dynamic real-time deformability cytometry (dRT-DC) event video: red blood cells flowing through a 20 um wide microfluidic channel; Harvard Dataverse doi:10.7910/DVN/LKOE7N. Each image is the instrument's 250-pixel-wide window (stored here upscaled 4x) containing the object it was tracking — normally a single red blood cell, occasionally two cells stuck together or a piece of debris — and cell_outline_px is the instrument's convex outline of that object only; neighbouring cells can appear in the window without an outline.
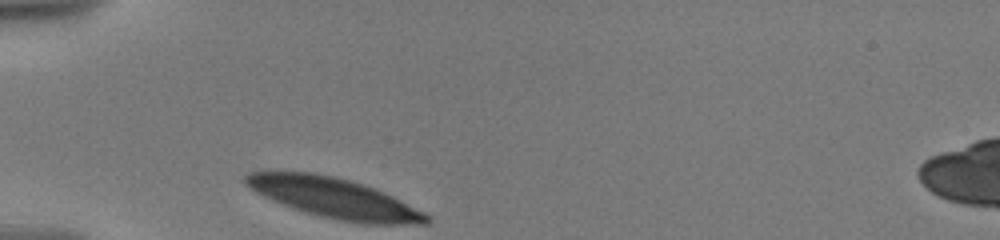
{"species": "human", "species_latin": "Homo sapiens", "temperature_condition": "warm", "stored_images_in_passage": 12, "camera_frame_rate_fps": 3000, "um_per_image_px": 0.085, "donor": {"sex": "male"}, "frame": {"image": 1, "passage_image": 1, "time_ms": 0.0, "image_size_px": [1000, 240], "cell_outline_px": [[432, 220], [428, 224], [360, 224], [336, 220], [304, 212], [292, 208], [264, 196], [256, 192], [244, 184], [244, 176], [248, 172], [312, 172], [332, 176], [348, 180], [384, 192], [432, 216]], "centroid_in_image_um": [28.42, 16.85], "position_along_channel_um": 56.6, "area_um2": 42.08}}
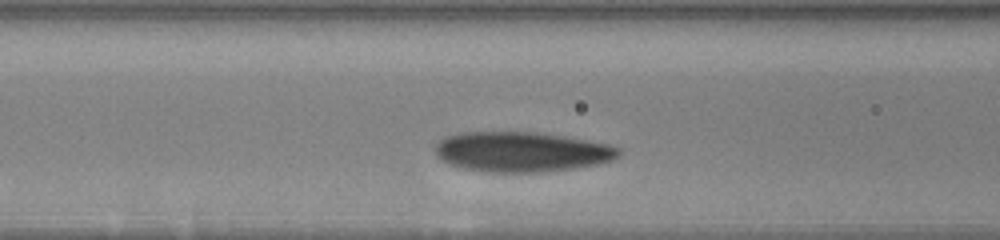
{"frame": {"image": 2, "passage_image": 9, "time_ms": 2.333, "image_size_px": [1000, 240], "cell_outline_px": [[620, 156], [612, 160], [600, 164], [576, 168], [540, 172], [480, 172], [460, 168], [448, 164], [440, 160], [436, 156], [436, 144], [444, 136], [460, 132], [536, 132], [564, 136], [608, 144], [620, 148]], "centroid_in_image_um": [44.3, 12.91], "position_along_channel_um": 122.3, "area_um2": 43.29}}
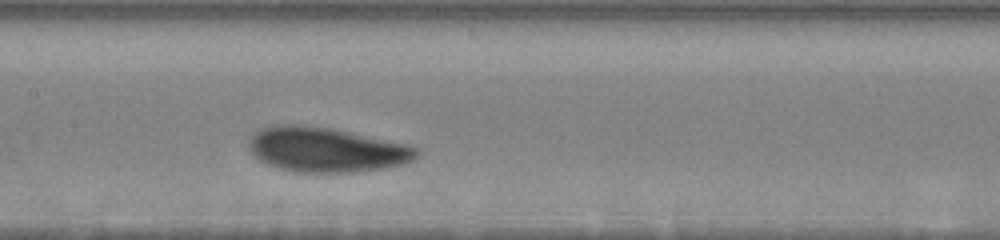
{"frame": {"image": 3, "passage_image": 12, "time_ms": 4.0, "image_size_px": [1000, 240], "cell_outline_px": [[420, 152], [412, 160], [404, 164], [384, 168], [356, 172], [300, 172], [280, 168], [268, 164], [260, 160], [248, 148], [248, 140], [260, 128], [280, 124], [300, 124], [328, 128], [408, 144], [420, 148]], "centroid_in_image_um": [27.74, 12.72], "position_along_channel_um": 179.7, "area_um2": 43.52}}